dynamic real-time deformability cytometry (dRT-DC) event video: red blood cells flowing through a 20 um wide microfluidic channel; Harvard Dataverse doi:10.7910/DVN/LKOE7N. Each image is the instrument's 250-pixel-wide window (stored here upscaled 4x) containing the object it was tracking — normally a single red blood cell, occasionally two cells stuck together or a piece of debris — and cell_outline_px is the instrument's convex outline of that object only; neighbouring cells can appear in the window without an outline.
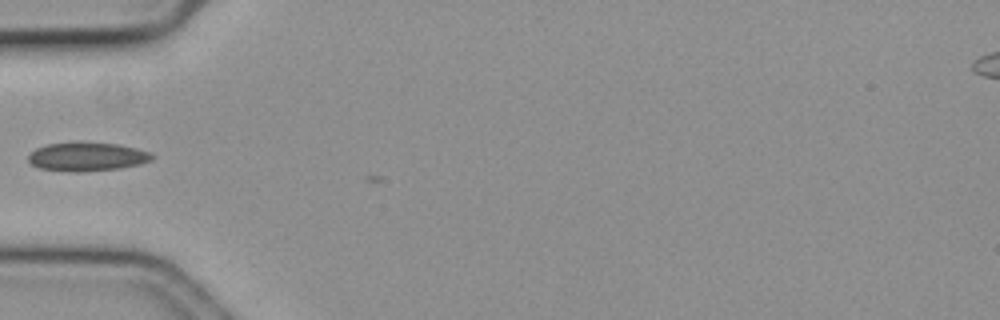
{"species": "common noctule bat (a hibernating species)", "species_latin": "Nyctalus noctula", "temperature_condition": "cold", "stored_images_in_passage": 2, "camera_frame_rate_fps": 3000, "um_per_image_px": 0.085, "animal": {"sex": "female", "body_mass_g": 19.3, "forearm_length_mm": 54.1}, "frame": {"image": 1, "passage_image": 1, "time_ms": 0.0, "image_size_px": [1000, 320], "cell_outline_px": [[156, 156], [152, 160], [140, 164], [120, 168], [84, 172], [68, 172], [40, 168], [32, 164], [28, 160], [28, 156], [36, 148], [48, 144], [80, 140], [116, 144], [136, 148], [148, 152]], "centroid_in_image_um": [7.4, 13.3], "position_along_channel_um": 77.6, "area_um2": 21.15}}